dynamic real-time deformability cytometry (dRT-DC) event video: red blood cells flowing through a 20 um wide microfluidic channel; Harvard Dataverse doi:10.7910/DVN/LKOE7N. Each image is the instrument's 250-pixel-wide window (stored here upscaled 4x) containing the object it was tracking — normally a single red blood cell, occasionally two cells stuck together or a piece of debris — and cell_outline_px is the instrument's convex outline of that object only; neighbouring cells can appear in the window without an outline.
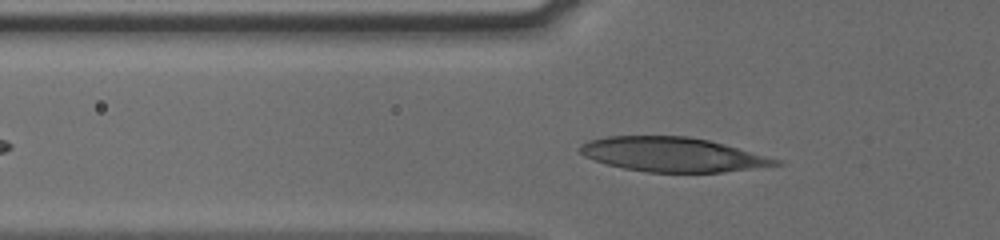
{"species": "human", "species_latin": "Homo sapiens", "temperature_condition": "cold", "stored_images_in_passage": 36, "camera_frame_rate_fps": 3000, "um_per_image_px": 0.085, "donor": {"sex": "male"}, "frame": {"image": 1, "passage_image": 9, "time_ms": 2.667, "image_size_px": [1000, 240], "cell_outline_px": [[784, 164], [724, 172], [648, 172], [624, 168], [608, 164], [584, 156], [576, 148], [580, 144], [588, 140], [608, 136], [688, 136], [708, 140], [724, 144], [780, 160]], "centroid_in_image_um": [57.13, 13.13], "position_along_channel_um": 68.7, "area_um2": 38.96}}
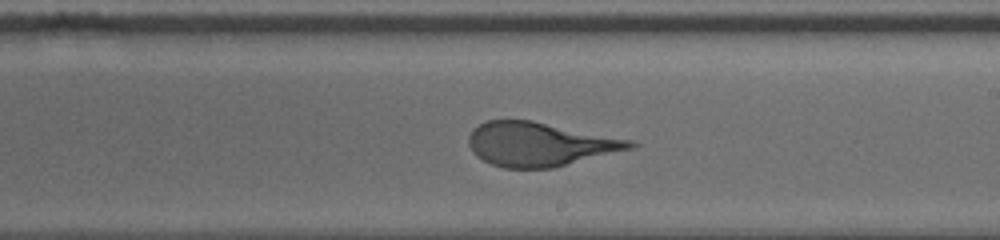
{"frame": {"image": 2, "passage_image": 23, "time_ms": 7.333, "image_size_px": [1000, 240], "cell_outline_px": [[640, 144], [636, 148], [552, 168], [504, 168], [492, 164], [476, 156], [472, 152], [468, 144], [468, 136], [480, 124], [488, 120], [532, 120], [636, 140]], "centroid_in_image_um": [45.96, 12.25], "position_along_channel_um": 243.0, "area_um2": 41.73}}
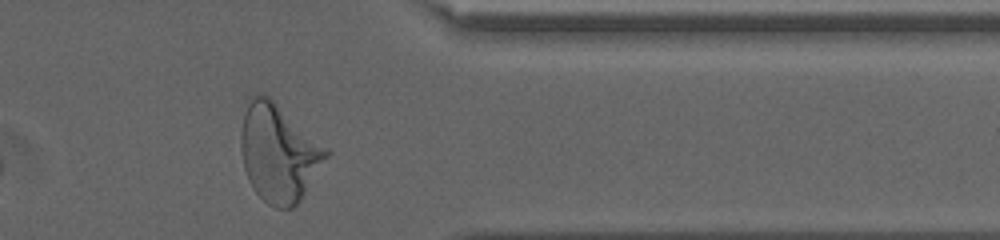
{"frame": {"image": 3, "passage_image": 35, "time_ms": 11.333, "image_size_px": [1000, 240], "cell_outline_px": [[332, 152], [300, 200], [292, 208], [276, 208], [268, 204], [252, 188], [248, 180], [244, 168], [240, 148], [240, 136], [244, 112], [248, 96], [256, 92], [264, 92], [328, 148]], "centroid_in_image_um": [23.67, 12.96], "position_along_channel_um": 387.7, "area_um2": 48.84}}